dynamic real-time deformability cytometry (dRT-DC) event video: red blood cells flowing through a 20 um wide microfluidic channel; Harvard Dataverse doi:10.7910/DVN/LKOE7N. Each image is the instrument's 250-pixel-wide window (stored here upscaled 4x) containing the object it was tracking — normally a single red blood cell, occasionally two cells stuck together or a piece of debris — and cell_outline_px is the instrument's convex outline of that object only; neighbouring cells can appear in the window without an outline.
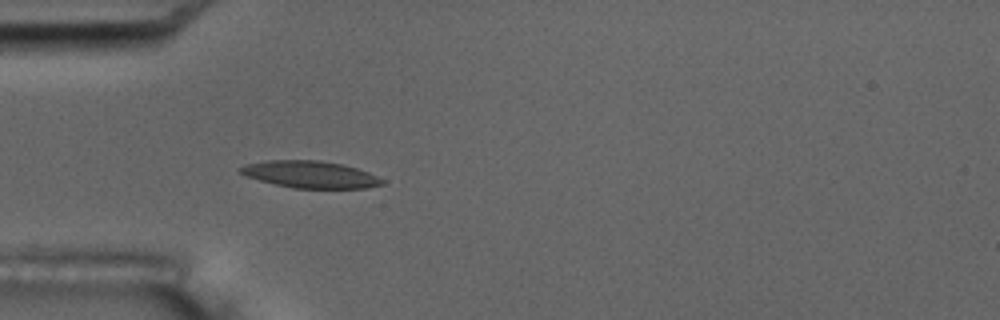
{"species": "common noctule bat (a hibernating species)", "species_latin": "Nyctalus noctula", "temperature_condition": "room temperature", "stored_images_in_passage": 4, "camera_frame_rate_fps": 3000, "um_per_image_px": 0.085, "animal": {"sex": "male", "body_mass_g": 17.5, "forearm_length_mm": 52.3}, "frame": {"image": 1, "passage_image": 4, "time_ms": 4.333, "image_size_px": [1000, 320], "cell_outline_px": [[384, 184], [368, 188], [292, 188], [260, 180], [248, 176], [240, 172], [236, 168], [248, 164], [268, 160], [320, 160], [340, 164], [356, 168], [368, 172], [384, 180]], "centroid_in_image_um": [26.39, 14.83], "position_along_channel_um": 58.6, "area_um2": 22.08}}